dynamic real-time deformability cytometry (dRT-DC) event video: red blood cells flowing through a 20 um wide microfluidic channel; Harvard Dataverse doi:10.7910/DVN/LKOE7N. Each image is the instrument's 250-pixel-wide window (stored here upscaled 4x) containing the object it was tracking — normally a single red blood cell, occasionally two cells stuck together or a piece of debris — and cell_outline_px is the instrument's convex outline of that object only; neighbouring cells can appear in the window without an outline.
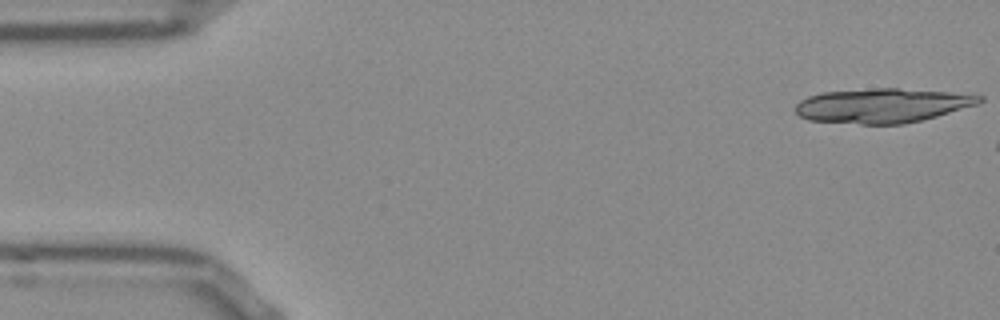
{"species": "Egyptian fruit bat (a non-hibernating species)", "species_latin": "Rousettus aegyptiacus", "temperature_condition": "room temperature", "stored_images_in_passage": 6, "camera_frame_rate_fps": 3000, "um_per_image_px": 0.085, "frame": {"image": 1, "passage_image": 1, "time_ms": 0.0, "image_size_px": [1000, 320], "cell_outline_px": [[984, 100], [980, 104], [936, 116], [904, 124], [860, 124], [808, 120], [800, 116], [792, 108], [800, 100], [808, 96], [820, 92], [876, 88], [896, 88], [952, 92], [984, 96]], "centroid_in_image_um": [74.98, 8.97], "position_along_channel_um": 10.0, "area_um2": 37.11}}